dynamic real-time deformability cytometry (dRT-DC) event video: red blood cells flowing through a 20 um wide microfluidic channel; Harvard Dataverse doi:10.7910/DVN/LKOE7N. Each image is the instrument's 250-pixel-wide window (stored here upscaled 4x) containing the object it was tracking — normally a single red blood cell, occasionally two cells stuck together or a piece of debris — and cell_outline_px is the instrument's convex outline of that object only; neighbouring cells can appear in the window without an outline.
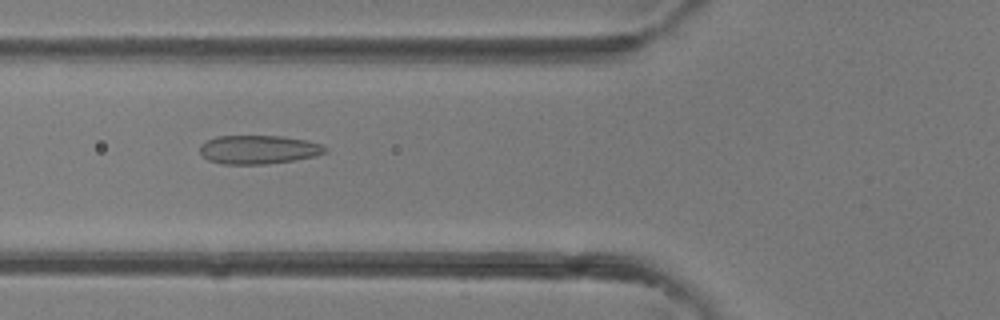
{"species": "common noctule bat (a hibernating species)", "species_latin": "Nyctalus noctula", "temperature_condition": "room temperature", "stored_images_in_passage": 34, "camera_frame_rate_fps": 3000, "um_per_image_px": 0.085, "animal": {"sex": "female"}, "frame": {"image": 1, "passage_image": 8, "time_ms": 2.333, "image_size_px": [1000, 320], "cell_outline_px": [[328, 152], [316, 156], [268, 164], [220, 164], [208, 160], [200, 152], [200, 144], [216, 136], [284, 136], [324, 144], [328, 148]], "centroid_in_image_um": [22.0, 12.71], "position_along_channel_um": 103.8, "area_um2": 21.1}}
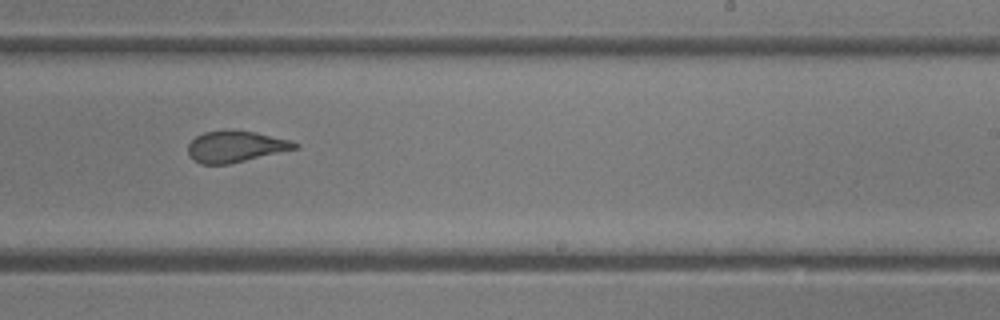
{"frame": {"image": 2, "passage_image": 18, "time_ms": 5.667, "image_size_px": [1000, 320], "cell_outline_px": [[300, 148], [228, 164], [200, 164], [188, 156], [188, 144], [196, 136], [204, 132], [236, 128], [256, 132], [292, 140], [300, 144]], "centroid_in_image_um": [20.05, 12.43], "position_along_channel_um": 269.0, "area_um2": 19.94}}
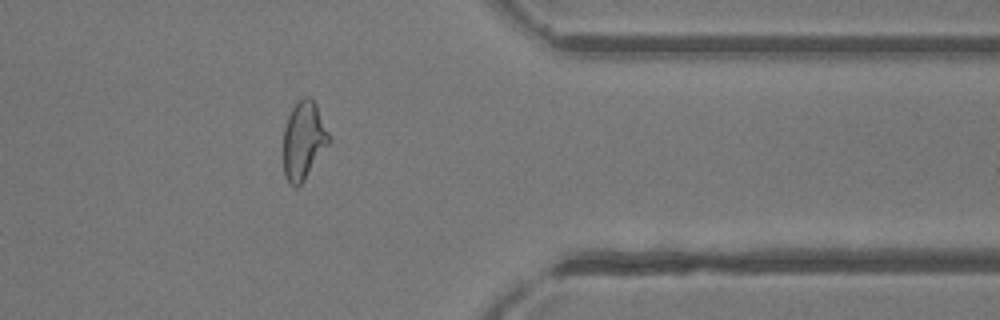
{"frame": {"image": 3, "passage_image": 26, "time_ms": 8.333, "image_size_px": [1000, 320], "cell_outline_px": [[332, 140], [304, 180], [296, 188], [288, 184], [284, 176], [284, 128], [288, 116], [296, 100], [304, 96], [308, 96], [316, 104]], "centroid_in_image_um": [25.8, 11.94], "position_along_channel_um": 385.6, "area_um2": 20.87}}